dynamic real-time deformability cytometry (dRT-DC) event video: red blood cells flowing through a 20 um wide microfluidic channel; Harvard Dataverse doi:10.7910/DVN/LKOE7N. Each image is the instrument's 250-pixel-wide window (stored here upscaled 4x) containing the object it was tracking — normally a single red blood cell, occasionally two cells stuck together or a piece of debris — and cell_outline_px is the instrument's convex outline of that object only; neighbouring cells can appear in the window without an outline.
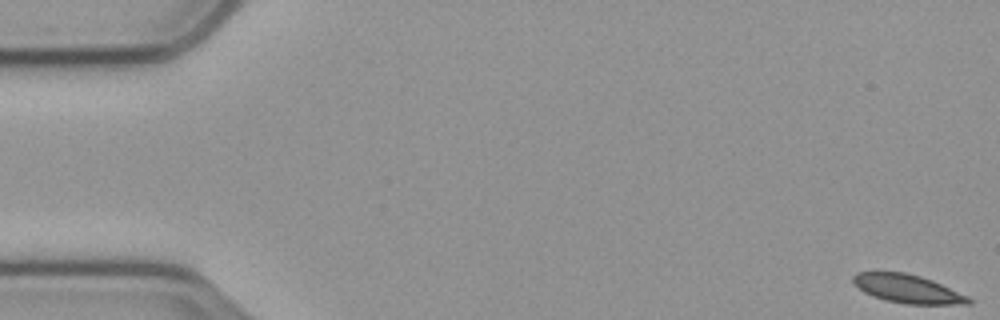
{"species": "common noctule bat (a hibernating species)", "species_latin": "Nyctalus noctula", "temperature_condition": "cold", "stored_images_in_passage": 18, "camera_frame_rate_fps": 3000, "um_per_image_px": 0.085, "animal": {"sex": "male", "body_mass_g": 23.1, "forearm_length_mm": 52.7}, "frame": {"image": 1, "passage_image": 1, "time_ms": 0.0, "image_size_px": [1000, 320], "cell_outline_px": [[972, 304], [904, 304], [884, 300], [872, 296], [864, 292], [852, 280], [852, 276], [856, 272], [904, 272], [920, 276], [932, 280], [968, 296], [972, 300]], "centroid_in_image_um": [77.15, 24.55], "position_along_channel_um": 7.9, "area_um2": 19.07}}
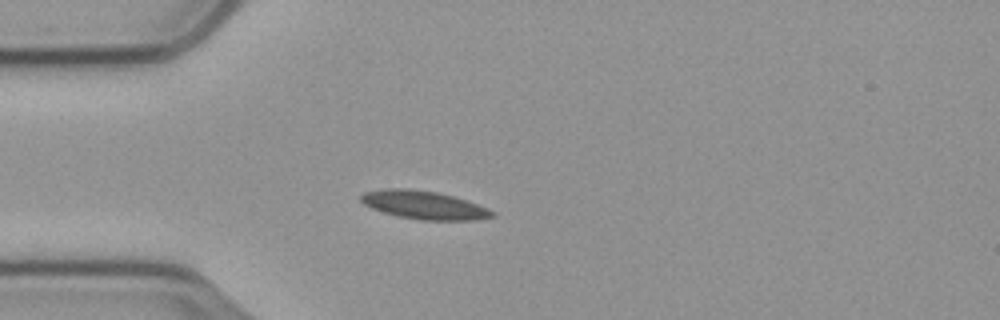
{"frame": {"image": 2, "passage_image": 16, "time_ms": 5.0, "image_size_px": [1000, 320], "cell_outline_px": [[496, 216], [476, 220], [420, 220], [396, 216], [372, 208], [364, 204], [360, 200], [360, 196], [364, 192], [384, 188], [408, 188], [436, 192], [452, 196], [488, 208], [496, 212]], "centroid_in_image_um": [36.03, 17.43], "position_along_channel_um": 49.0, "area_um2": 21.62}}